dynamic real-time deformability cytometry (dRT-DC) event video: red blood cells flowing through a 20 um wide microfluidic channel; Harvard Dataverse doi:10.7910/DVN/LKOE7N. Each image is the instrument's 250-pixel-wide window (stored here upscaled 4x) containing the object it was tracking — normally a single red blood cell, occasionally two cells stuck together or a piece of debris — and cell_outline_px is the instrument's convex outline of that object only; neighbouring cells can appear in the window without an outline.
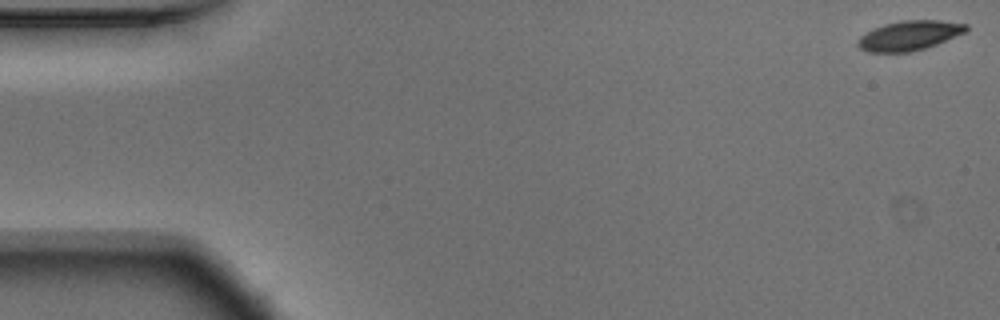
{"species": "Egyptian fruit bat (a non-hibernating species)", "species_latin": "Rousettus aegyptiacus", "temperature_condition": "warm", "stored_images_in_passage": 54, "camera_frame_rate_fps": 3000, "um_per_image_px": 0.085, "animal": {"sex": "male"}, "frame": {"image": 1, "passage_image": 1, "time_ms": 0.0, "image_size_px": [1000, 320], "cell_outline_px": [[968, 28], [964, 32], [936, 44], [924, 48], [908, 52], [868, 52], [860, 48], [856, 44], [856, 40], [860, 36], [872, 28], [884, 24], [900, 20], [940, 20], [968, 24]], "centroid_in_image_um": [77.23, 3.01], "position_along_channel_um": 7.8, "area_um2": 18.67}}
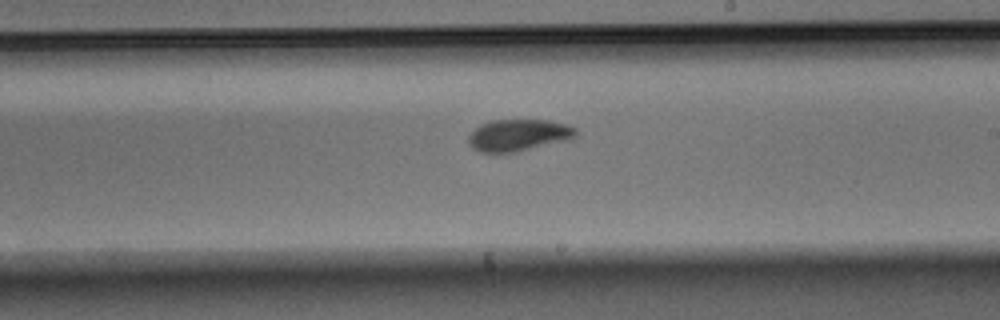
{"frame": {"image": 2, "passage_image": 31, "time_ms": 10.0, "image_size_px": [1000, 320], "cell_outline_px": [[576, 136], [572, 140], [516, 152], [480, 152], [472, 148], [468, 144], [468, 136], [480, 124], [492, 120], [548, 120], [568, 124], [576, 128]], "centroid_in_image_um": [44.11, 11.49], "position_along_channel_um": 244.9, "area_um2": 20.17}}
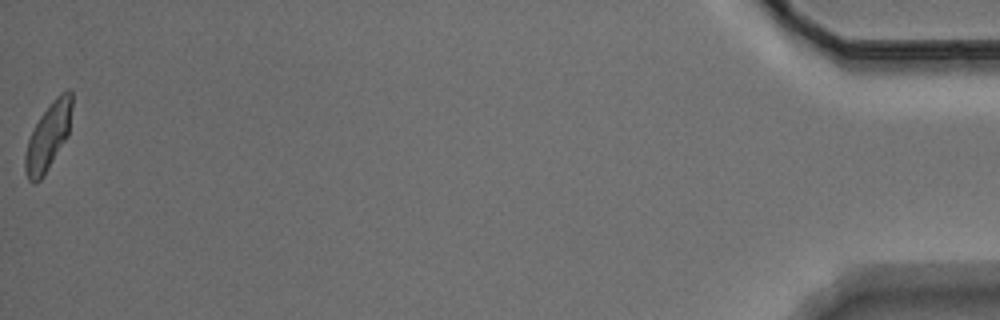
{"frame": {"image": 3, "passage_image": 54, "time_ms": 17.667, "image_size_px": [1000, 320], "cell_outline_px": [[72, 108], [68, 136], [44, 176], [36, 184], [32, 184], [28, 180], [24, 172], [24, 156], [28, 140], [40, 116], [52, 100], [60, 92], [68, 88], [72, 88]], "centroid_in_image_um": [4.1, 11.61], "position_along_channel_um": 431.1, "area_um2": 18.61}, "authors_computed_cell_mechanics": {"area_um2": 19.363, "velocity_mm_per_s": 3.732, "shape_relaxation_time_tau1_ms": 3.6873, "shape_relaxation_time_tau2_ms": 1.818, "deformation_change_tau1": 0.1716, "deformation_change_tau2": 0.072}}